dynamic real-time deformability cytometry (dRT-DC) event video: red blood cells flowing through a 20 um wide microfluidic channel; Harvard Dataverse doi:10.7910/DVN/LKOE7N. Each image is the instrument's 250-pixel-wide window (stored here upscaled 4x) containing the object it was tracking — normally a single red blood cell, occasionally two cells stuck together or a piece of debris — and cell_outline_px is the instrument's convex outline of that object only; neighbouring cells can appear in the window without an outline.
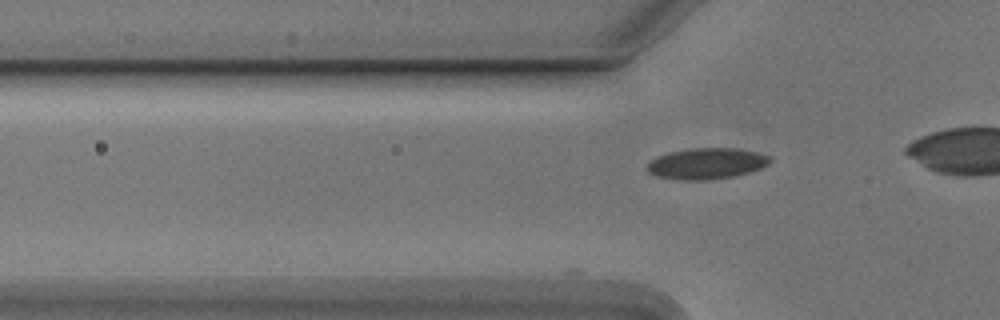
{"species": "Egyptian fruit bat (a non-hibernating species)", "species_latin": "Rousettus aegyptiacus", "temperature_condition": "cold", "stored_images_in_passage": 11, "camera_frame_rate_fps": 3000, "um_per_image_px": 0.085, "animal": {"sex": "male"}, "frame": {"image": 1, "passage_image": 11, "time_ms": 3.333, "image_size_px": [1000, 320], "cell_outline_px": [[772, 160], [768, 164], [760, 168], [748, 172], [732, 176], [708, 180], [676, 180], [656, 176], [648, 172], [644, 168], [656, 156], [668, 152], [692, 148], [732, 148], [756, 152], [768, 156]], "centroid_in_image_um": [59.99, 13.91], "position_along_channel_um": 65.8, "area_um2": 22.2}}